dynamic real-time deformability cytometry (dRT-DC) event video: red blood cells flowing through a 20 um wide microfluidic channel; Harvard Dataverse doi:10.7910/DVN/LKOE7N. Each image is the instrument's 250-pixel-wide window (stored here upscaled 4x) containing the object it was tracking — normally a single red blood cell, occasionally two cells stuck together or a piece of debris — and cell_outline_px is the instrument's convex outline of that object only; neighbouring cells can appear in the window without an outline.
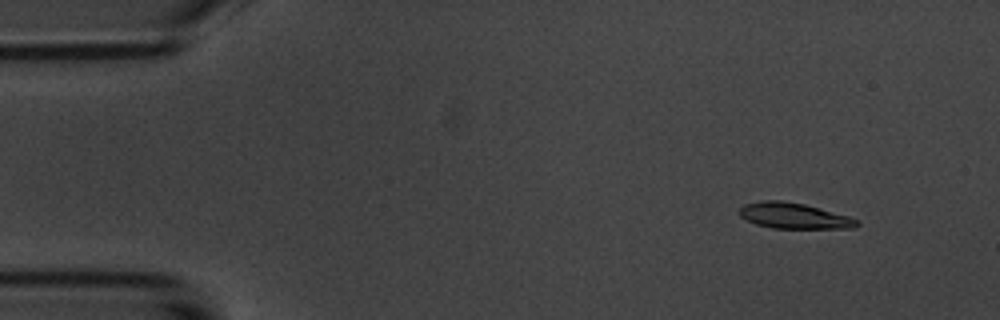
{"species": "common noctule bat (a hibernating species)", "species_latin": "Nyctalus noctula", "temperature_condition": "room temperature", "stored_images_in_passage": 5, "camera_frame_rate_fps": 3000, "um_per_image_px": 0.085, "animal": {"sex": "male", "body_mass_g": 20.1, "forearm_length_mm": 53.5}, "frame": {"image": 1, "passage_image": 2, "time_ms": 1.0, "image_size_px": [1000, 320], "cell_outline_px": [[860, 224], [856, 228], [772, 228], [756, 224], [740, 216], [736, 212], [744, 204], [760, 200], [780, 200], [804, 204], [848, 216], [856, 220]], "centroid_in_image_um": [67.43, 18.34], "position_along_channel_um": 17.6, "area_um2": 17.57}}
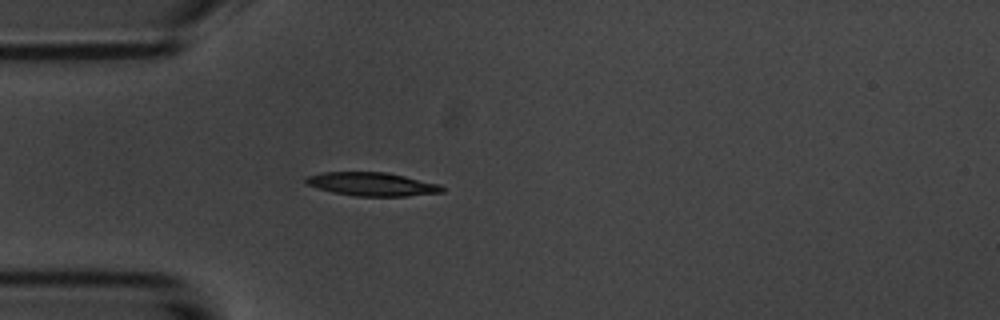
{"frame": {"image": 2, "passage_image": 5, "time_ms": 4.333, "image_size_px": [1000, 320], "cell_outline_px": [[444, 192], [408, 196], [356, 196], [332, 192], [308, 184], [304, 180], [304, 176], [324, 172], [384, 172], [404, 176], [440, 184], [444, 188]], "centroid_in_image_um": [31.63, 15.65], "position_along_channel_um": 53.4, "area_um2": 18.55}}